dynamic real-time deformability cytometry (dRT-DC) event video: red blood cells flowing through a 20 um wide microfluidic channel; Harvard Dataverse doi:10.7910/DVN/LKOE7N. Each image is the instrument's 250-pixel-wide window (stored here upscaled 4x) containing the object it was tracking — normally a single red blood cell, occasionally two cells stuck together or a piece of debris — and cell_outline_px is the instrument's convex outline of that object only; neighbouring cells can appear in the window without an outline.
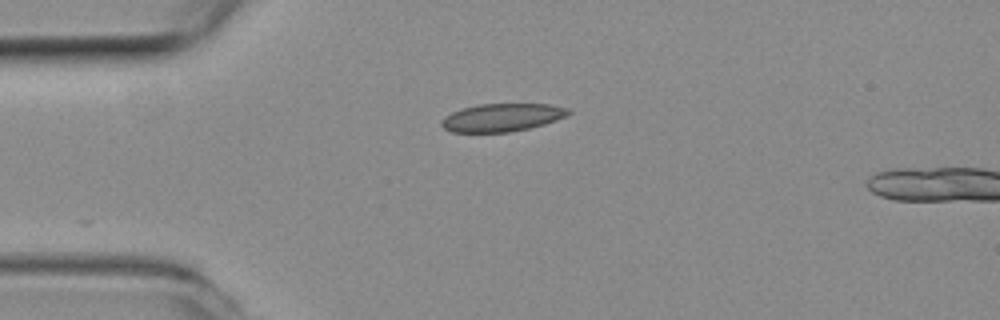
{"species": "common noctule bat (a hibernating species)", "species_latin": "Nyctalus noctula", "temperature_condition": "room temperature", "stored_images_in_passage": 4, "camera_frame_rate_fps": 3000, "um_per_image_px": 0.085, "animal": {"sex": "female", "body_mass_g": 19.3, "forearm_length_mm": 54.1}, "frame": {"image": 1, "passage_image": 1, "time_ms": 0.0, "image_size_px": [1000, 320], "cell_outline_px": [[572, 112], [556, 120], [544, 124], [528, 128], [508, 132], [452, 132], [444, 128], [440, 124], [440, 120], [444, 116], [460, 108], [476, 104], [548, 104], [568, 108]], "centroid_in_image_um": [42.62, 9.98], "position_along_channel_um": 42.4, "area_um2": 20.69}}